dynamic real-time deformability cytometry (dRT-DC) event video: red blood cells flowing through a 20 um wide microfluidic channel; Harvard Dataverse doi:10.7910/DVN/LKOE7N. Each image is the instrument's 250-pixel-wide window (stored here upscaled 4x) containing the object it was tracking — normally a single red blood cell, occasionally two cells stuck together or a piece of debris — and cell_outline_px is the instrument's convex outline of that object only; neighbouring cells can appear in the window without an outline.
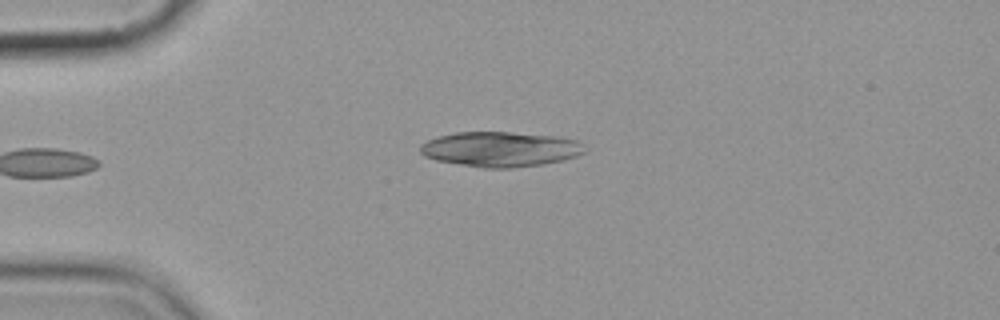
{"species": "common noctule bat (a hibernating species)", "species_latin": "Nyctalus noctula", "temperature_condition": "cold", "stored_images_in_passage": 6, "camera_frame_rate_fps": 3000, "um_per_image_px": 0.085, "animal": {"sex": "female", "body_mass_g": 19.9}, "frame": {"image": 1, "passage_image": 6, "time_ms": 6.0, "image_size_px": [1000, 320], "cell_outline_px": [[584, 152], [576, 156], [564, 160], [540, 164], [512, 168], [484, 168], [436, 160], [424, 156], [420, 152], [420, 144], [428, 140], [440, 136], [456, 132], [512, 132], [556, 136], [580, 140]], "centroid_in_image_um": [42.53, 12.67], "position_along_channel_um": 42.5, "area_um2": 33.47}}